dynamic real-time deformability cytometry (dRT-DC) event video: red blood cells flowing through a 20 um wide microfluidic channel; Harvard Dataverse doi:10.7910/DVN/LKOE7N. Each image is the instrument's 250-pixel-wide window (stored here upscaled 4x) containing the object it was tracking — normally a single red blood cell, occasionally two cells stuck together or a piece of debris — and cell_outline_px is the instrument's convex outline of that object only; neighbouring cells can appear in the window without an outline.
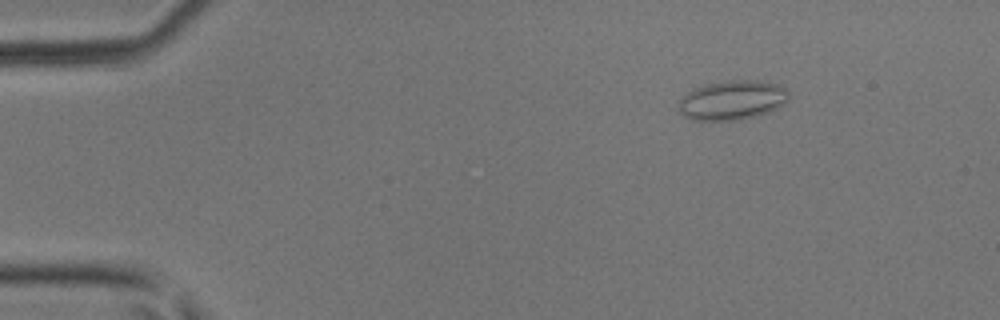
{"species": "common noctule bat (a hibernating species)", "species_latin": "Nyctalus noctula", "temperature_condition": "room temperature", "stored_images_in_passage": 4, "camera_frame_rate_fps": 3000, "um_per_image_px": 0.085, "animal": {"sex": "male", "body_mass_g": 17.9, "forearm_length_mm": 54.2}, "frame": {"image": 1, "passage_image": 2, "time_ms": 1.333, "image_size_px": [1000, 320], "cell_outline_px": [[788, 100], [784, 104], [776, 108], [752, 116], [732, 120], [692, 120], [684, 116], [680, 112], [680, 100], [688, 92], [704, 84], [728, 80], [756, 80], [780, 84], [788, 88]], "centroid_in_image_um": [62.26, 8.49], "position_along_channel_um": 22.7, "area_um2": 25.03}}